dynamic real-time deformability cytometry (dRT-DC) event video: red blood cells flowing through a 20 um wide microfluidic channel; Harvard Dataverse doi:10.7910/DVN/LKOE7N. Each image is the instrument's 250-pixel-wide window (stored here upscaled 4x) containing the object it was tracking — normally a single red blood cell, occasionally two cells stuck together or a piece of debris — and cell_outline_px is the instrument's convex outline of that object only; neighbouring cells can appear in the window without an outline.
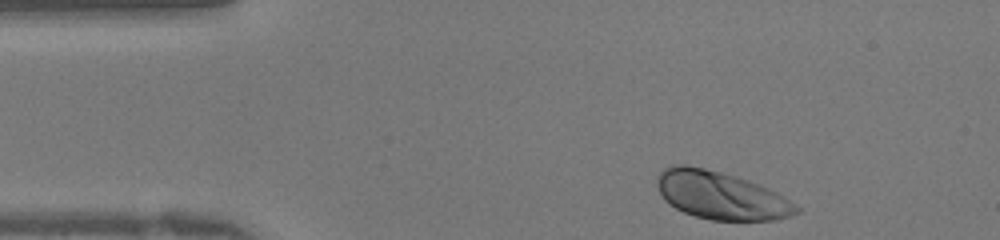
{"species": "human", "species_latin": "Homo sapiens", "temperature_condition": "warm", "stored_images_in_passage": 30, "camera_frame_rate_fps": 3000, "um_per_image_px": 0.085, "donor": {"sex": "female"}, "frame": {"image": 1, "passage_image": 1, "time_ms": 0.0, "image_size_px": [1000, 240], "cell_outline_px": [[800, 212], [776, 220], [712, 220], [696, 216], [684, 212], [668, 204], [664, 200], [656, 184], [656, 176], [664, 168], [672, 164], [684, 164], [704, 168], [736, 176], [748, 180], [768, 188], [784, 196], [800, 208]], "centroid_in_image_um": [61.25, 16.6], "position_along_channel_um": 23.8, "area_um2": 38.84}}
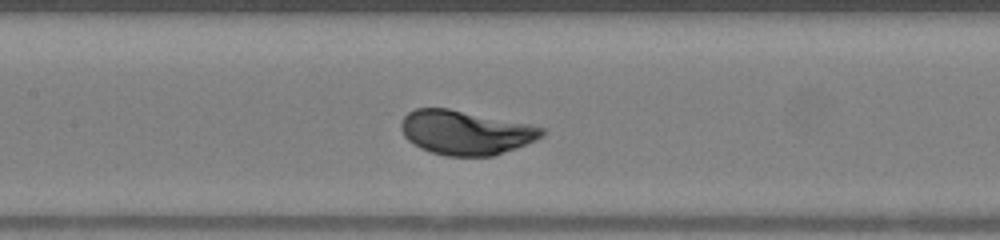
{"frame": {"image": 2, "passage_image": 14, "time_ms": 4.333, "image_size_px": [1000, 240], "cell_outline_px": [[548, 132], [544, 136], [536, 140], [516, 148], [492, 156], [444, 156], [420, 148], [408, 140], [404, 136], [400, 128], [400, 120], [408, 112], [416, 108], [448, 108], [532, 124], [544, 128]], "centroid_in_image_um": [39.59, 11.26], "position_along_channel_um": 167.8, "area_um2": 36.65}}
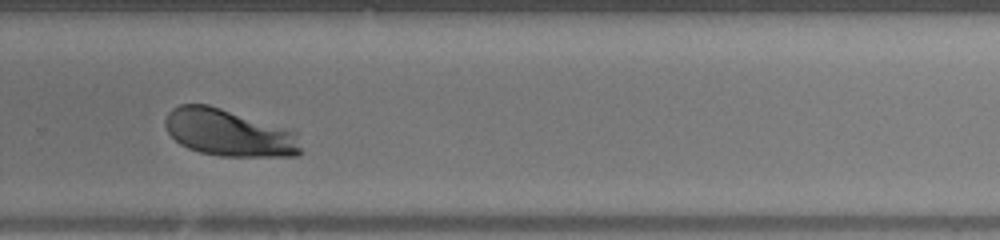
{"frame": {"image": 3, "passage_image": 23, "time_ms": 7.333, "image_size_px": [1000, 240], "cell_outline_px": [[304, 152], [300, 156], [220, 156], [200, 152], [188, 148], [180, 144], [168, 132], [164, 124], [164, 120], [168, 112], [172, 108], [180, 104], [208, 104], [288, 128], [296, 132]], "centroid_in_image_um": [19.49, 11.29], "position_along_channel_um": 310.3, "area_um2": 37.51}}